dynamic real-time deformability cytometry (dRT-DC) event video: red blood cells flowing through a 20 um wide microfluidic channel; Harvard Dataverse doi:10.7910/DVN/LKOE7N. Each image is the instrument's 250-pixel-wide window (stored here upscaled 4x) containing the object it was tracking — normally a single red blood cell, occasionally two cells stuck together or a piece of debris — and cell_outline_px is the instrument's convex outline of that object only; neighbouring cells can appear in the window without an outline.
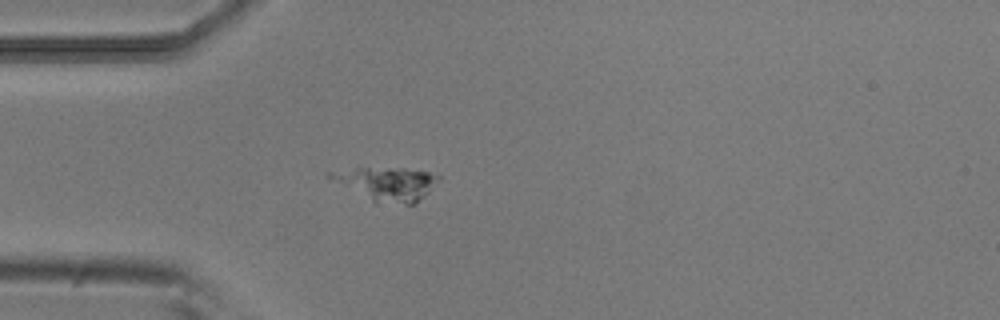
{"species": "common noctule bat (a hibernating species)", "species_latin": "Nyctalus noctula", "temperature_condition": "room temperature", "stored_images_in_passage": 39, "camera_frame_rate_fps": 3000, "um_per_image_px": 0.085, "animal": {"sex": "male", "body_mass_g": 20.5, "forearm_length_mm": 52.5}, "frame": {"image": 1, "passage_image": 1, "time_ms": 0.0, "image_size_px": [1000, 320], "cell_outline_px": [[440, 180], [424, 196], [412, 204], [376, 204], [324, 176], [324, 172], [356, 168], [404, 168], [428, 172], [440, 176]], "centroid_in_image_um": [32.82, 15.62], "position_along_channel_um": 52.2, "area_um2": 21.39}}
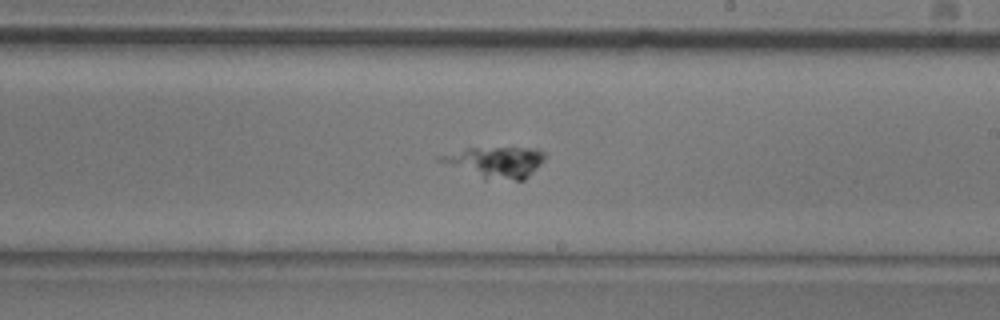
{"frame": {"image": 2, "passage_image": 17, "time_ms": 5.333, "image_size_px": [1000, 320], "cell_outline_px": [[548, 156], [524, 180], [484, 180], [436, 160], [436, 156], [468, 148], [540, 148]], "centroid_in_image_um": [42.12, 13.79], "position_along_channel_um": 246.9, "area_um2": 19.19}}
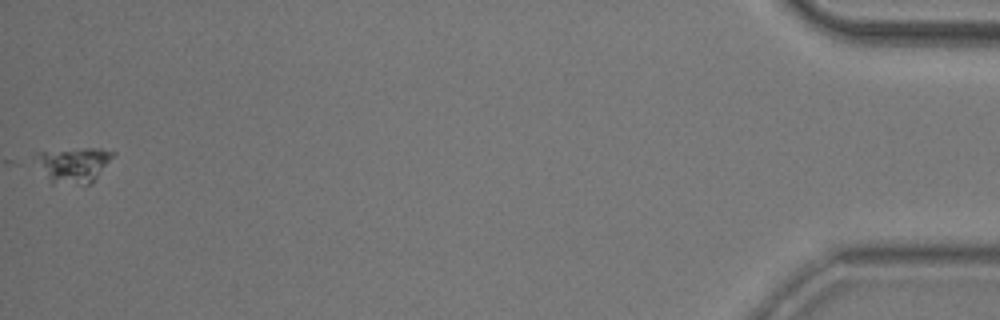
{"frame": {"image": 3, "passage_image": 39, "time_ms": 12.667, "image_size_px": [1000, 320], "cell_outline_px": [[116, 152], [92, 184], [52, 184], [32, 160], [36, 152], [84, 148], [100, 148]], "centroid_in_image_um": [6.2, 14.01], "position_along_channel_um": 429.0, "area_um2": 16.18}}